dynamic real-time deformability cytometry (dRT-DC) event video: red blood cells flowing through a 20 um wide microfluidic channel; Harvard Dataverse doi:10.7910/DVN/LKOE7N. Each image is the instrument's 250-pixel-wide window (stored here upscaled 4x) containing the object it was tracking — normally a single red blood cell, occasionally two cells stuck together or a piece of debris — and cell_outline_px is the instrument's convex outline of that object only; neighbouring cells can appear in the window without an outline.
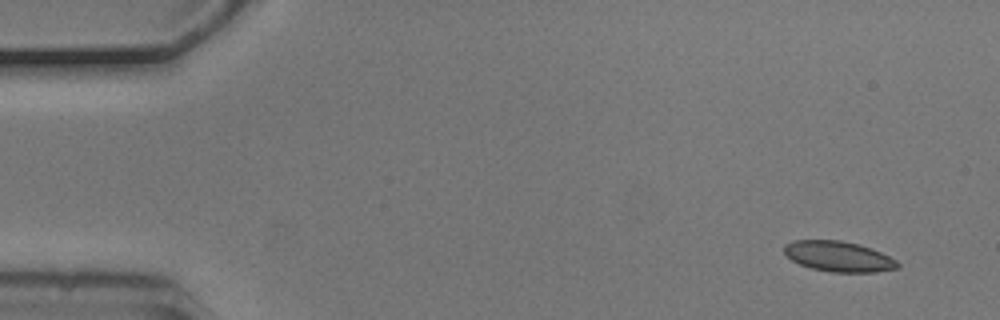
{"species": "common noctule bat (a hibernating species)", "species_latin": "Nyctalus noctula", "temperature_condition": "cold", "stored_images_in_passage": 4, "camera_frame_rate_fps": 3000, "um_per_image_px": 0.085, "animal": {"sex": "male", "body_mass_g": 20.5, "forearm_length_mm": 52.5}, "frame": {"image": 1, "passage_image": 1, "time_ms": 0.0, "image_size_px": [1000, 320], "cell_outline_px": [[900, 268], [876, 272], [832, 272], [812, 268], [800, 264], [792, 260], [784, 252], [784, 244], [792, 240], [840, 240], [860, 244], [872, 248], [896, 260], [900, 264]], "centroid_in_image_um": [71.29, 21.79], "position_along_channel_um": 13.7, "area_um2": 20.17}}
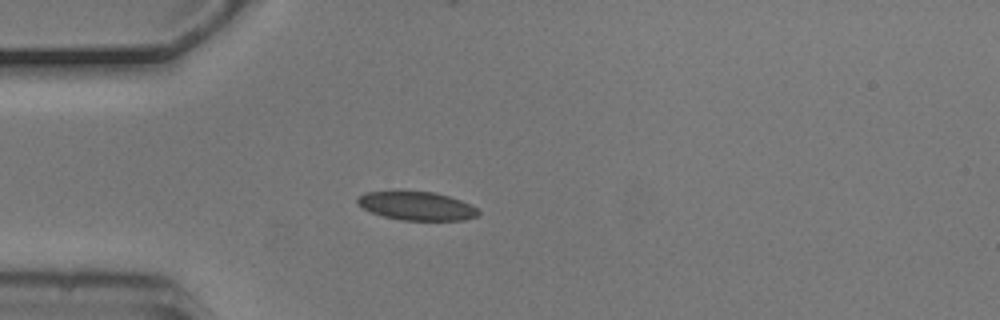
{"frame": {"image": 2, "passage_image": 3, "time_ms": 0.667, "image_size_px": [1000, 320], "cell_outline_px": [[480, 212], [476, 216], [464, 220], [400, 220], [384, 216], [372, 212], [364, 208], [356, 200], [364, 192], [436, 192], [472, 204]], "centroid_in_image_um": [35.47, 17.51], "position_along_channel_um": 49.5, "area_um2": 19.77}}